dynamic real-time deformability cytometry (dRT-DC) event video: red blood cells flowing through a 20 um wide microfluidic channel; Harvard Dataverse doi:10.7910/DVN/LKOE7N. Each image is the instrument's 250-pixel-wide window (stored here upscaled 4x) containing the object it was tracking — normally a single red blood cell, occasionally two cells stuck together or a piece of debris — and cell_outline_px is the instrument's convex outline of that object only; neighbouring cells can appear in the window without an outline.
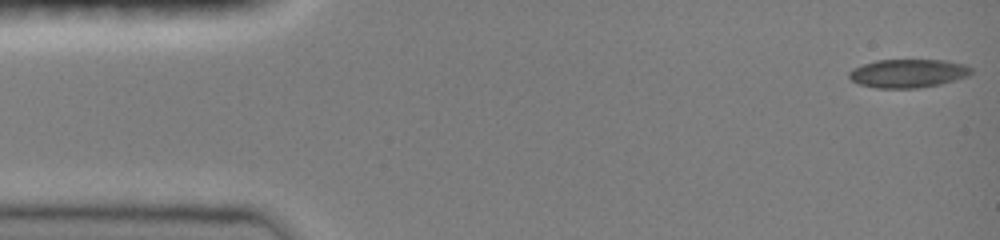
{"species": "common noctule bat (a hibernating species)", "species_latin": "Nyctalus noctula", "temperature_condition": "room temperature", "stored_images_in_passage": 30, "camera_frame_rate_fps": 3000, "um_per_image_px": 0.085, "animal": {"sex": "female", "body_mass_g": 19.0, "forearm_length_mm": 51.5}, "frame": {"image": 1, "passage_image": 1, "time_ms": 0.0, "image_size_px": [1000, 240], "cell_outline_px": [[972, 72], [968, 76], [956, 80], [940, 84], [916, 88], [876, 88], [860, 84], [852, 80], [848, 76], [848, 72], [852, 68], [876, 60], [944, 60], [964, 64], [972, 68]], "centroid_in_image_um": [77.18, 6.23], "position_along_channel_um": 7.8, "area_um2": 20.29}}
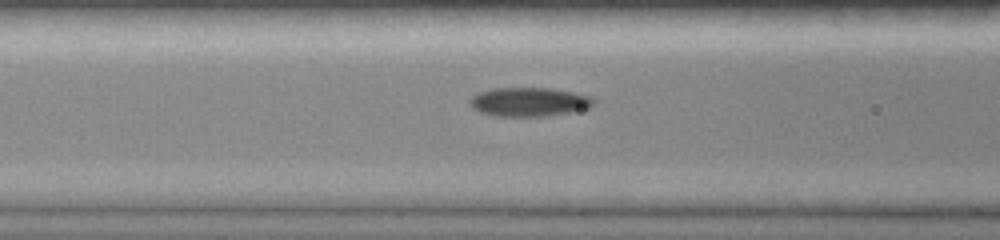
{"frame": {"image": 2, "passage_image": 18, "time_ms": 5.667, "image_size_px": [1000, 240], "cell_outline_px": [[596, 104], [592, 108], [572, 112], [544, 116], [496, 116], [480, 112], [472, 108], [468, 100], [472, 96], [480, 92], [492, 88], [552, 88], [592, 96], [596, 100]], "centroid_in_image_um": [45.02, 8.66], "position_along_channel_um": 121.6, "area_um2": 21.15}}
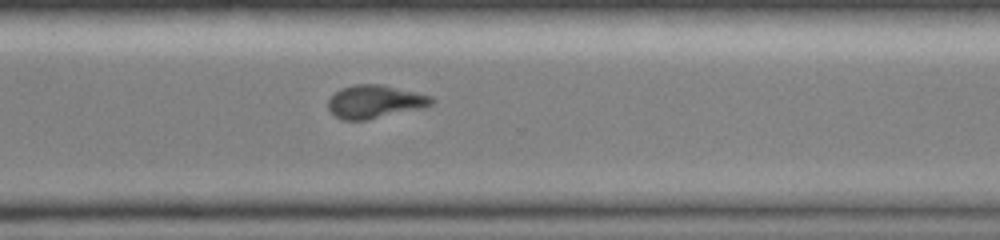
{"frame": {"image": 3, "passage_image": 30, "time_ms": 9.667, "image_size_px": [1000, 240], "cell_outline_px": [[436, 100], [432, 104], [420, 108], [364, 120], [344, 120], [336, 116], [328, 108], [328, 100], [336, 92], [344, 88], [356, 84], [380, 84], [416, 92], [432, 96]], "centroid_in_image_um": [31.87, 8.63], "position_along_channel_um": 338.7, "area_um2": 19.54}}